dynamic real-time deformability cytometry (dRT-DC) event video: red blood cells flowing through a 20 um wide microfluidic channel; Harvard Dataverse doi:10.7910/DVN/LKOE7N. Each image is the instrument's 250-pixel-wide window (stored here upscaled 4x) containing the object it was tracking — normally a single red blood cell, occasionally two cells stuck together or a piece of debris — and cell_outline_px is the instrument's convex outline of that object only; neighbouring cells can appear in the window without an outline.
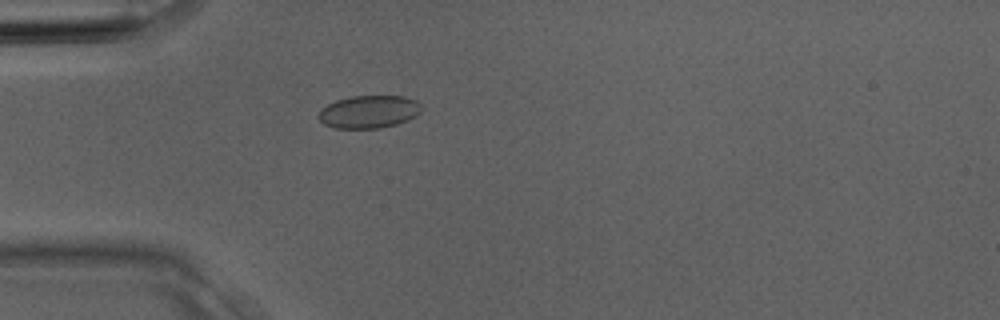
{"species": "Egyptian fruit bat (a non-hibernating species)", "species_latin": "Rousettus aegyptiacus", "temperature_condition": "room temperature", "stored_images_in_passage": 4, "camera_frame_rate_fps": 3000, "um_per_image_px": 0.085, "animal": {"sex": "male"}, "frame": {"image": 1, "passage_image": 4, "time_ms": 1.0, "image_size_px": [1000, 320], "cell_outline_px": [[424, 108], [416, 116], [408, 120], [396, 124], [380, 128], [336, 128], [324, 124], [316, 116], [320, 108], [336, 100], [352, 96], [404, 96], [416, 100]], "centroid_in_image_um": [31.36, 9.49], "position_along_channel_um": 53.6, "area_um2": 19.83}}